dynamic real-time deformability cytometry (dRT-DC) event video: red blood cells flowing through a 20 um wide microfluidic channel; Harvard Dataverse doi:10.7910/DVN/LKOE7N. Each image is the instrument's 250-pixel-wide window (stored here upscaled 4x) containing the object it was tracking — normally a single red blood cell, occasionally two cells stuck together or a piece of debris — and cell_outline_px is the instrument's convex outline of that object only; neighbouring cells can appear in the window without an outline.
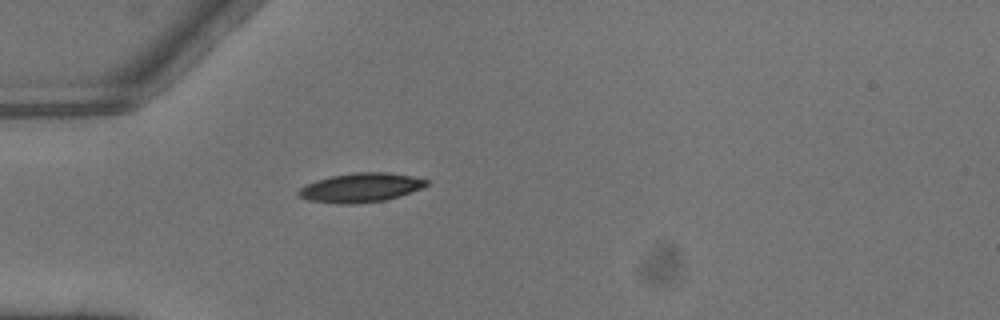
{"species": "common noctule bat (a hibernating species)", "species_latin": "Nyctalus noctula", "temperature_condition": "warm", "stored_images_in_passage": 1, "camera_frame_rate_fps": 3000, "um_per_image_px": 0.085, "animal": {"sex": "male", "body_mass_g": 13.3}, "frame": {"image": 1, "passage_image": 1, "time_ms": 0.0, "image_size_px": [1000, 320], "cell_outline_px": [[428, 184], [420, 188], [400, 196], [384, 200], [356, 204], [336, 204], [308, 200], [300, 196], [296, 192], [300, 188], [316, 180], [332, 176], [356, 172], [384, 172], [412, 176], [428, 180]], "centroid_in_image_um": [30.64, 15.95], "position_along_channel_um": 54.4, "area_um2": 21.56}}